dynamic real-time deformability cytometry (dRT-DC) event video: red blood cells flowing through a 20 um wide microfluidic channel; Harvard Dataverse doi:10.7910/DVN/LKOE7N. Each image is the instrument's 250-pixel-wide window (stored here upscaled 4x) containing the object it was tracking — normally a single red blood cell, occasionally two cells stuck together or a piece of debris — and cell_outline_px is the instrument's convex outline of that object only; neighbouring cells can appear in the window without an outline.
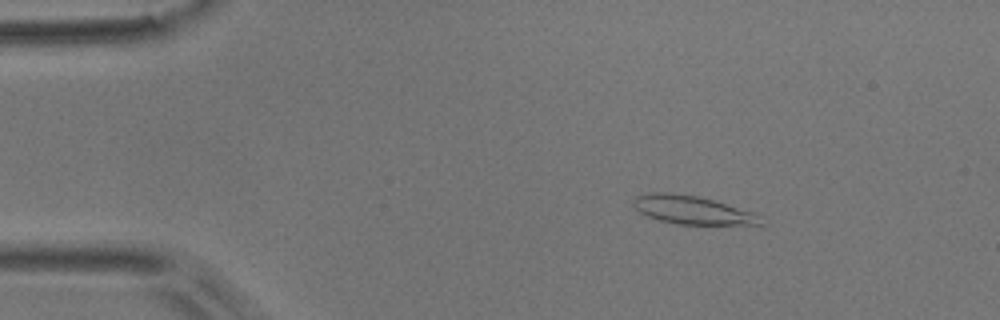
{"species": "common noctule bat (a hibernating species)", "species_latin": "Nyctalus noctula", "temperature_condition": "room temperature", "stored_images_in_passage": 4, "camera_frame_rate_fps": 3000, "um_per_image_px": 0.085, "animal": {"sex": "male", "body_mass_g": 17.9}, "frame": {"image": 1, "passage_image": 2, "time_ms": 0.333, "image_size_px": [1000, 320], "cell_outline_px": [[764, 224], [676, 224], [660, 220], [648, 216], [640, 212], [632, 204], [632, 200], [636, 196], [648, 192], [668, 192], [696, 196], [712, 200], [752, 212], [760, 216]], "centroid_in_image_um": [58.78, 17.84], "position_along_channel_um": 26.2, "area_um2": 20.69}}
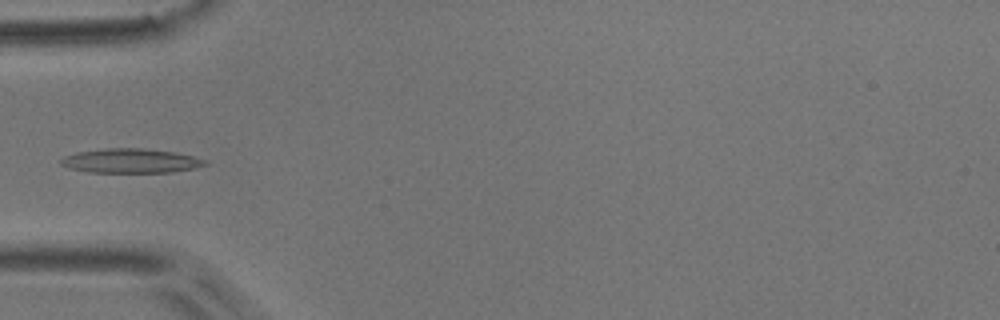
{"frame": {"image": 2, "passage_image": 4, "time_ms": 1.0, "image_size_px": [1000, 320], "cell_outline_px": [[208, 164], [196, 168], [172, 172], [88, 172], [68, 168], [60, 164], [60, 160], [64, 156], [76, 152], [108, 148], [140, 148], [176, 152], [208, 160]], "centroid_in_image_um": [11.12, 13.67], "position_along_channel_um": 73.9, "area_um2": 20.52}}